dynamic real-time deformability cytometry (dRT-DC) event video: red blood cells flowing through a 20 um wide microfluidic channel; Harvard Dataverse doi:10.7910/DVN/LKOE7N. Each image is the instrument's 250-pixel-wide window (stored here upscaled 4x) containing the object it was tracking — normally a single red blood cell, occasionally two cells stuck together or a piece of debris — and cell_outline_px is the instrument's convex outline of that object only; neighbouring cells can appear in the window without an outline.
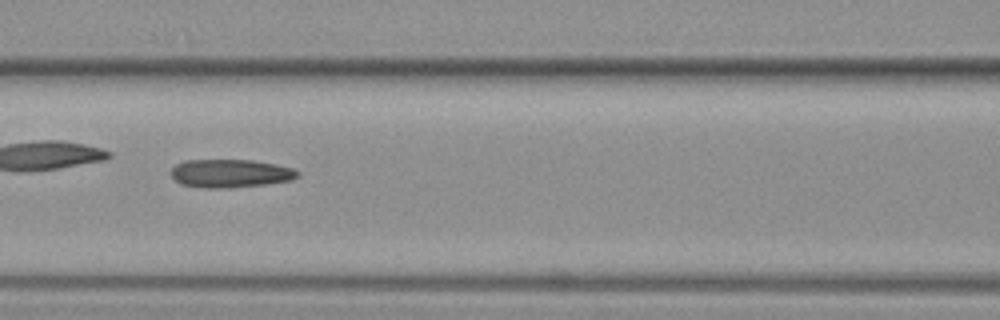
{"species": "common noctule bat (a hibernating species)", "species_latin": "Nyctalus noctula", "temperature_condition": "warm", "stored_images_in_passage": 50, "camera_frame_rate_fps": 3000, "um_per_image_px": 0.085, "animal": {"sex": "female", "body_mass_g": 19.3, "forearm_length_mm": 54.1}, "frame": {"image": 1, "passage_image": 22, "time_ms": 7.0, "image_size_px": [1000, 320], "cell_outline_px": [[300, 176], [292, 180], [264, 184], [228, 188], [204, 188], [180, 184], [172, 176], [172, 168], [176, 164], [184, 160], [252, 160], [276, 164], [292, 168], [300, 172]], "centroid_in_image_um": [19.6, 14.74], "position_along_channel_um": 147.0, "area_um2": 20.87}, "authors_computed_cell_mechanics": {"area_um2": 21.097, "velocity_mm_per_s": 3.9519, "shape_relaxation_time_tau1_ms": null, "shape_relaxation_time_tau2_ms": 3.8962, "deformation_change_tau1": null, "deformation_change_tau2": 0.1422}}